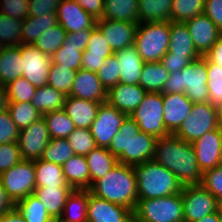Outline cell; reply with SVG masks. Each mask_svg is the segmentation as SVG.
I'll list each match as a JSON object with an SVG mask.
<instances>
[{
	"mask_svg": "<svg viewBox=\"0 0 222 222\" xmlns=\"http://www.w3.org/2000/svg\"><path fill=\"white\" fill-rule=\"evenodd\" d=\"M8 112L19 130H22L42 117L31 102H9Z\"/></svg>",
	"mask_w": 222,
	"mask_h": 222,
	"instance_id": "b9f144b4",
	"label": "cell"
},
{
	"mask_svg": "<svg viewBox=\"0 0 222 222\" xmlns=\"http://www.w3.org/2000/svg\"><path fill=\"white\" fill-rule=\"evenodd\" d=\"M155 142L154 136L141 132L135 120L127 116L107 149L120 164L132 166L153 159Z\"/></svg>",
	"mask_w": 222,
	"mask_h": 222,
	"instance_id": "7a4b0ae2",
	"label": "cell"
},
{
	"mask_svg": "<svg viewBox=\"0 0 222 222\" xmlns=\"http://www.w3.org/2000/svg\"><path fill=\"white\" fill-rule=\"evenodd\" d=\"M88 222H133V212L124 206L99 198L89 190Z\"/></svg>",
	"mask_w": 222,
	"mask_h": 222,
	"instance_id": "2e32d148",
	"label": "cell"
},
{
	"mask_svg": "<svg viewBox=\"0 0 222 222\" xmlns=\"http://www.w3.org/2000/svg\"><path fill=\"white\" fill-rule=\"evenodd\" d=\"M137 25L134 22L103 18L96 21V27L101 31L113 52L134 45Z\"/></svg>",
	"mask_w": 222,
	"mask_h": 222,
	"instance_id": "ac0fdd59",
	"label": "cell"
},
{
	"mask_svg": "<svg viewBox=\"0 0 222 222\" xmlns=\"http://www.w3.org/2000/svg\"><path fill=\"white\" fill-rule=\"evenodd\" d=\"M51 222H60L59 220H52Z\"/></svg>",
	"mask_w": 222,
	"mask_h": 222,
	"instance_id": "8c879c8a",
	"label": "cell"
},
{
	"mask_svg": "<svg viewBox=\"0 0 222 222\" xmlns=\"http://www.w3.org/2000/svg\"><path fill=\"white\" fill-rule=\"evenodd\" d=\"M57 24L56 14H44L41 17L28 16L22 22L21 44L33 45L43 32Z\"/></svg>",
	"mask_w": 222,
	"mask_h": 222,
	"instance_id": "d6a6232c",
	"label": "cell"
},
{
	"mask_svg": "<svg viewBox=\"0 0 222 222\" xmlns=\"http://www.w3.org/2000/svg\"><path fill=\"white\" fill-rule=\"evenodd\" d=\"M163 122L166 130L174 134L191 113L193 102L185 93L163 94Z\"/></svg>",
	"mask_w": 222,
	"mask_h": 222,
	"instance_id": "ffe728a7",
	"label": "cell"
},
{
	"mask_svg": "<svg viewBox=\"0 0 222 222\" xmlns=\"http://www.w3.org/2000/svg\"><path fill=\"white\" fill-rule=\"evenodd\" d=\"M133 222H184L182 194L138 199Z\"/></svg>",
	"mask_w": 222,
	"mask_h": 222,
	"instance_id": "8992f818",
	"label": "cell"
},
{
	"mask_svg": "<svg viewBox=\"0 0 222 222\" xmlns=\"http://www.w3.org/2000/svg\"><path fill=\"white\" fill-rule=\"evenodd\" d=\"M218 126L222 129V102L216 105Z\"/></svg>",
	"mask_w": 222,
	"mask_h": 222,
	"instance_id": "89a4df30",
	"label": "cell"
},
{
	"mask_svg": "<svg viewBox=\"0 0 222 222\" xmlns=\"http://www.w3.org/2000/svg\"><path fill=\"white\" fill-rule=\"evenodd\" d=\"M163 114V93L147 92L143 101L130 116L138 124L141 132L158 139L170 134L164 125Z\"/></svg>",
	"mask_w": 222,
	"mask_h": 222,
	"instance_id": "52a82bcc",
	"label": "cell"
},
{
	"mask_svg": "<svg viewBox=\"0 0 222 222\" xmlns=\"http://www.w3.org/2000/svg\"><path fill=\"white\" fill-rule=\"evenodd\" d=\"M169 72L161 62H145L141 71L139 85L150 93H162Z\"/></svg>",
	"mask_w": 222,
	"mask_h": 222,
	"instance_id": "d590c367",
	"label": "cell"
},
{
	"mask_svg": "<svg viewBox=\"0 0 222 222\" xmlns=\"http://www.w3.org/2000/svg\"><path fill=\"white\" fill-rule=\"evenodd\" d=\"M160 62L169 73H173L182 71L183 68L192 61L186 56H172V54L167 51Z\"/></svg>",
	"mask_w": 222,
	"mask_h": 222,
	"instance_id": "6f0895ef",
	"label": "cell"
},
{
	"mask_svg": "<svg viewBox=\"0 0 222 222\" xmlns=\"http://www.w3.org/2000/svg\"><path fill=\"white\" fill-rule=\"evenodd\" d=\"M173 0H138L139 24L170 22Z\"/></svg>",
	"mask_w": 222,
	"mask_h": 222,
	"instance_id": "4dcf8cb0",
	"label": "cell"
},
{
	"mask_svg": "<svg viewBox=\"0 0 222 222\" xmlns=\"http://www.w3.org/2000/svg\"><path fill=\"white\" fill-rule=\"evenodd\" d=\"M163 94L184 93L182 91V75L180 72L169 73L168 80L164 84Z\"/></svg>",
	"mask_w": 222,
	"mask_h": 222,
	"instance_id": "94428289",
	"label": "cell"
},
{
	"mask_svg": "<svg viewBox=\"0 0 222 222\" xmlns=\"http://www.w3.org/2000/svg\"><path fill=\"white\" fill-rule=\"evenodd\" d=\"M94 19L103 17L104 0H75Z\"/></svg>",
	"mask_w": 222,
	"mask_h": 222,
	"instance_id": "91938a15",
	"label": "cell"
},
{
	"mask_svg": "<svg viewBox=\"0 0 222 222\" xmlns=\"http://www.w3.org/2000/svg\"><path fill=\"white\" fill-rule=\"evenodd\" d=\"M191 144L202 173L220 166L222 152V129L220 127L206 132Z\"/></svg>",
	"mask_w": 222,
	"mask_h": 222,
	"instance_id": "9a60e30c",
	"label": "cell"
},
{
	"mask_svg": "<svg viewBox=\"0 0 222 222\" xmlns=\"http://www.w3.org/2000/svg\"><path fill=\"white\" fill-rule=\"evenodd\" d=\"M22 76L36 88L47 85L51 57L34 45L21 44Z\"/></svg>",
	"mask_w": 222,
	"mask_h": 222,
	"instance_id": "5bb4252c",
	"label": "cell"
},
{
	"mask_svg": "<svg viewBox=\"0 0 222 222\" xmlns=\"http://www.w3.org/2000/svg\"><path fill=\"white\" fill-rule=\"evenodd\" d=\"M0 180L10 198L17 203L33 194L35 184L34 160H21L0 174Z\"/></svg>",
	"mask_w": 222,
	"mask_h": 222,
	"instance_id": "30bf717a",
	"label": "cell"
},
{
	"mask_svg": "<svg viewBox=\"0 0 222 222\" xmlns=\"http://www.w3.org/2000/svg\"><path fill=\"white\" fill-rule=\"evenodd\" d=\"M52 138L67 139L76 128L64 110H56L42 115Z\"/></svg>",
	"mask_w": 222,
	"mask_h": 222,
	"instance_id": "f35d334b",
	"label": "cell"
},
{
	"mask_svg": "<svg viewBox=\"0 0 222 222\" xmlns=\"http://www.w3.org/2000/svg\"><path fill=\"white\" fill-rule=\"evenodd\" d=\"M50 139L51 137L43 117L20 130L17 143L22 159H40Z\"/></svg>",
	"mask_w": 222,
	"mask_h": 222,
	"instance_id": "4fadbf2b",
	"label": "cell"
},
{
	"mask_svg": "<svg viewBox=\"0 0 222 222\" xmlns=\"http://www.w3.org/2000/svg\"><path fill=\"white\" fill-rule=\"evenodd\" d=\"M69 96L105 103L107 101V90L96 73L79 69L75 74Z\"/></svg>",
	"mask_w": 222,
	"mask_h": 222,
	"instance_id": "7402d4cb",
	"label": "cell"
},
{
	"mask_svg": "<svg viewBox=\"0 0 222 222\" xmlns=\"http://www.w3.org/2000/svg\"><path fill=\"white\" fill-rule=\"evenodd\" d=\"M118 63L120 64V83L139 85L141 71L144 61L138 54L134 45L125 47L122 50L114 52Z\"/></svg>",
	"mask_w": 222,
	"mask_h": 222,
	"instance_id": "d4e9b609",
	"label": "cell"
},
{
	"mask_svg": "<svg viewBox=\"0 0 222 222\" xmlns=\"http://www.w3.org/2000/svg\"><path fill=\"white\" fill-rule=\"evenodd\" d=\"M132 170L137 182L138 199H153L182 192L183 185L178 178L153 159L132 165Z\"/></svg>",
	"mask_w": 222,
	"mask_h": 222,
	"instance_id": "277c9868",
	"label": "cell"
},
{
	"mask_svg": "<svg viewBox=\"0 0 222 222\" xmlns=\"http://www.w3.org/2000/svg\"><path fill=\"white\" fill-rule=\"evenodd\" d=\"M181 194L184 222H196L222 208V203L202 184L184 185Z\"/></svg>",
	"mask_w": 222,
	"mask_h": 222,
	"instance_id": "9c48e42d",
	"label": "cell"
},
{
	"mask_svg": "<svg viewBox=\"0 0 222 222\" xmlns=\"http://www.w3.org/2000/svg\"><path fill=\"white\" fill-rule=\"evenodd\" d=\"M102 103L85 100L73 96H66L64 111L72 120L76 128H89L95 120L99 106Z\"/></svg>",
	"mask_w": 222,
	"mask_h": 222,
	"instance_id": "cb8c5ba5",
	"label": "cell"
},
{
	"mask_svg": "<svg viewBox=\"0 0 222 222\" xmlns=\"http://www.w3.org/2000/svg\"><path fill=\"white\" fill-rule=\"evenodd\" d=\"M127 116V114L120 112L107 102L102 103L90 127L96 146L108 148L112 138L118 133Z\"/></svg>",
	"mask_w": 222,
	"mask_h": 222,
	"instance_id": "7c38bea8",
	"label": "cell"
},
{
	"mask_svg": "<svg viewBox=\"0 0 222 222\" xmlns=\"http://www.w3.org/2000/svg\"><path fill=\"white\" fill-rule=\"evenodd\" d=\"M92 30H82L80 32L67 33L66 39L70 44L81 45V51L87 48Z\"/></svg>",
	"mask_w": 222,
	"mask_h": 222,
	"instance_id": "6125c7cd",
	"label": "cell"
},
{
	"mask_svg": "<svg viewBox=\"0 0 222 222\" xmlns=\"http://www.w3.org/2000/svg\"><path fill=\"white\" fill-rule=\"evenodd\" d=\"M61 0H28L29 16L41 17L44 14H56Z\"/></svg>",
	"mask_w": 222,
	"mask_h": 222,
	"instance_id": "9f6ffc18",
	"label": "cell"
},
{
	"mask_svg": "<svg viewBox=\"0 0 222 222\" xmlns=\"http://www.w3.org/2000/svg\"><path fill=\"white\" fill-rule=\"evenodd\" d=\"M207 71L209 102L216 106L222 102V68L207 59Z\"/></svg>",
	"mask_w": 222,
	"mask_h": 222,
	"instance_id": "681fc988",
	"label": "cell"
},
{
	"mask_svg": "<svg viewBox=\"0 0 222 222\" xmlns=\"http://www.w3.org/2000/svg\"><path fill=\"white\" fill-rule=\"evenodd\" d=\"M57 21L67 33L93 30L96 19L87 13L75 0H61L57 8Z\"/></svg>",
	"mask_w": 222,
	"mask_h": 222,
	"instance_id": "e0dca14e",
	"label": "cell"
},
{
	"mask_svg": "<svg viewBox=\"0 0 222 222\" xmlns=\"http://www.w3.org/2000/svg\"><path fill=\"white\" fill-rule=\"evenodd\" d=\"M185 23L195 49L201 56H205L222 35L216 24L204 13L191 18Z\"/></svg>",
	"mask_w": 222,
	"mask_h": 222,
	"instance_id": "d6986e66",
	"label": "cell"
},
{
	"mask_svg": "<svg viewBox=\"0 0 222 222\" xmlns=\"http://www.w3.org/2000/svg\"><path fill=\"white\" fill-rule=\"evenodd\" d=\"M9 107V99L7 95L6 86L0 84V112L4 110H8Z\"/></svg>",
	"mask_w": 222,
	"mask_h": 222,
	"instance_id": "003e7915",
	"label": "cell"
},
{
	"mask_svg": "<svg viewBox=\"0 0 222 222\" xmlns=\"http://www.w3.org/2000/svg\"><path fill=\"white\" fill-rule=\"evenodd\" d=\"M67 32L60 25L50 27L33 43V45L45 55L52 56L66 39Z\"/></svg>",
	"mask_w": 222,
	"mask_h": 222,
	"instance_id": "7bdbcfd3",
	"label": "cell"
},
{
	"mask_svg": "<svg viewBox=\"0 0 222 222\" xmlns=\"http://www.w3.org/2000/svg\"><path fill=\"white\" fill-rule=\"evenodd\" d=\"M168 52L171 53L172 56H186L191 61L201 57L195 49L186 23L170 21Z\"/></svg>",
	"mask_w": 222,
	"mask_h": 222,
	"instance_id": "484cf974",
	"label": "cell"
},
{
	"mask_svg": "<svg viewBox=\"0 0 222 222\" xmlns=\"http://www.w3.org/2000/svg\"><path fill=\"white\" fill-rule=\"evenodd\" d=\"M34 166L36 187L69 186L63 175L62 165L36 159Z\"/></svg>",
	"mask_w": 222,
	"mask_h": 222,
	"instance_id": "e575fe53",
	"label": "cell"
},
{
	"mask_svg": "<svg viewBox=\"0 0 222 222\" xmlns=\"http://www.w3.org/2000/svg\"><path fill=\"white\" fill-rule=\"evenodd\" d=\"M196 222H221V209L217 212H213L209 215H206L200 220H197Z\"/></svg>",
	"mask_w": 222,
	"mask_h": 222,
	"instance_id": "a7ac6f4b",
	"label": "cell"
},
{
	"mask_svg": "<svg viewBox=\"0 0 222 222\" xmlns=\"http://www.w3.org/2000/svg\"><path fill=\"white\" fill-rule=\"evenodd\" d=\"M15 208V202L10 198L0 180V216Z\"/></svg>",
	"mask_w": 222,
	"mask_h": 222,
	"instance_id": "e7e4bbea",
	"label": "cell"
},
{
	"mask_svg": "<svg viewBox=\"0 0 222 222\" xmlns=\"http://www.w3.org/2000/svg\"><path fill=\"white\" fill-rule=\"evenodd\" d=\"M201 184L222 203V167L218 166L203 173Z\"/></svg>",
	"mask_w": 222,
	"mask_h": 222,
	"instance_id": "f5cc1de1",
	"label": "cell"
},
{
	"mask_svg": "<svg viewBox=\"0 0 222 222\" xmlns=\"http://www.w3.org/2000/svg\"><path fill=\"white\" fill-rule=\"evenodd\" d=\"M0 222H26L19 211L14 208L6 214L0 216Z\"/></svg>",
	"mask_w": 222,
	"mask_h": 222,
	"instance_id": "03108f58",
	"label": "cell"
},
{
	"mask_svg": "<svg viewBox=\"0 0 222 222\" xmlns=\"http://www.w3.org/2000/svg\"><path fill=\"white\" fill-rule=\"evenodd\" d=\"M170 22H148L137 25L134 46L144 62H160L168 51Z\"/></svg>",
	"mask_w": 222,
	"mask_h": 222,
	"instance_id": "5b68a950",
	"label": "cell"
},
{
	"mask_svg": "<svg viewBox=\"0 0 222 222\" xmlns=\"http://www.w3.org/2000/svg\"><path fill=\"white\" fill-rule=\"evenodd\" d=\"M113 54L101 31L95 27L91 31L87 48L83 51L81 69L96 73L105 59Z\"/></svg>",
	"mask_w": 222,
	"mask_h": 222,
	"instance_id": "603a6c76",
	"label": "cell"
},
{
	"mask_svg": "<svg viewBox=\"0 0 222 222\" xmlns=\"http://www.w3.org/2000/svg\"><path fill=\"white\" fill-rule=\"evenodd\" d=\"M67 140L73 148L75 155L86 156L96 147L95 139L89 128H75L67 137Z\"/></svg>",
	"mask_w": 222,
	"mask_h": 222,
	"instance_id": "c3c4849f",
	"label": "cell"
},
{
	"mask_svg": "<svg viewBox=\"0 0 222 222\" xmlns=\"http://www.w3.org/2000/svg\"><path fill=\"white\" fill-rule=\"evenodd\" d=\"M20 130L11 119L8 110L0 112V145L17 142Z\"/></svg>",
	"mask_w": 222,
	"mask_h": 222,
	"instance_id": "db71d44e",
	"label": "cell"
},
{
	"mask_svg": "<svg viewBox=\"0 0 222 222\" xmlns=\"http://www.w3.org/2000/svg\"><path fill=\"white\" fill-rule=\"evenodd\" d=\"M66 95L52 86L44 85L37 88L31 104L42 114L64 109Z\"/></svg>",
	"mask_w": 222,
	"mask_h": 222,
	"instance_id": "8d00e7d4",
	"label": "cell"
},
{
	"mask_svg": "<svg viewBox=\"0 0 222 222\" xmlns=\"http://www.w3.org/2000/svg\"><path fill=\"white\" fill-rule=\"evenodd\" d=\"M22 19L0 13V47L21 45Z\"/></svg>",
	"mask_w": 222,
	"mask_h": 222,
	"instance_id": "60d3db41",
	"label": "cell"
},
{
	"mask_svg": "<svg viewBox=\"0 0 222 222\" xmlns=\"http://www.w3.org/2000/svg\"><path fill=\"white\" fill-rule=\"evenodd\" d=\"M220 166L222 167V152H221Z\"/></svg>",
	"mask_w": 222,
	"mask_h": 222,
	"instance_id": "2644e50d",
	"label": "cell"
},
{
	"mask_svg": "<svg viewBox=\"0 0 222 222\" xmlns=\"http://www.w3.org/2000/svg\"><path fill=\"white\" fill-rule=\"evenodd\" d=\"M74 155L73 148L70 146L67 139L52 138L43 150L40 159L63 165Z\"/></svg>",
	"mask_w": 222,
	"mask_h": 222,
	"instance_id": "ee69618b",
	"label": "cell"
},
{
	"mask_svg": "<svg viewBox=\"0 0 222 222\" xmlns=\"http://www.w3.org/2000/svg\"><path fill=\"white\" fill-rule=\"evenodd\" d=\"M22 160L17 142L0 145V174Z\"/></svg>",
	"mask_w": 222,
	"mask_h": 222,
	"instance_id": "816d5d0a",
	"label": "cell"
},
{
	"mask_svg": "<svg viewBox=\"0 0 222 222\" xmlns=\"http://www.w3.org/2000/svg\"><path fill=\"white\" fill-rule=\"evenodd\" d=\"M15 208L26 222H51L53 220L47 213L44 203L34 193L15 203Z\"/></svg>",
	"mask_w": 222,
	"mask_h": 222,
	"instance_id": "74e56055",
	"label": "cell"
},
{
	"mask_svg": "<svg viewBox=\"0 0 222 222\" xmlns=\"http://www.w3.org/2000/svg\"><path fill=\"white\" fill-rule=\"evenodd\" d=\"M85 157L90 172L91 186L119 164L117 157L112 155L107 148L98 146Z\"/></svg>",
	"mask_w": 222,
	"mask_h": 222,
	"instance_id": "f546056e",
	"label": "cell"
},
{
	"mask_svg": "<svg viewBox=\"0 0 222 222\" xmlns=\"http://www.w3.org/2000/svg\"><path fill=\"white\" fill-rule=\"evenodd\" d=\"M102 18L139 24L138 0H104Z\"/></svg>",
	"mask_w": 222,
	"mask_h": 222,
	"instance_id": "836d02e7",
	"label": "cell"
},
{
	"mask_svg": "<svg viewBox=\"0 0 222 222\" xmlns=\"http://www.w3.org/2000/svg\"><path fill=\"white\" fill-rule=\"evenodd\" d=\"M120 64L118 63L115 54L107 57L104 64L97 70L96 74L108 91L116 86L120 81Z\"/></svg>",
	"mask_w": 222,
	"mask_h": 222,
	"instance_id": "f907efd6",
	"label": "cell"
},
{
	"mask_svg": "<svg viewBox=\"0 0 222 222\" xmlns=\"http://www.w3.org/2000/svg\"><path fill=\"white\" fill-rule=\"evenodd\" d=\"M89 190L93 195L129 208L132 212L138 202L137 182L131 165L119 163Z\"/></svg>",
	"mask_w": 222,
	"mask_h": 222,
	"instance_id": "3957f363",
	"label": "cell"
},
{
	"mask_svg": "<svg viewBox=\"0 0 222 222\" xmlns=\"http://www.w3.org/2000/svg\"><path fill=\"white\" fill-rule=\"evenodd\" d=\"M63 175L70 187L75 190L91 188L90 172L86 157L74 155L62 165Z\"/></svg>",
	"mask_w": 222,
	"mask_h": 222,
	"instance_id": "83f0119b",
	"label": "cell"
},
{
	"mask_svg": "<svg viewBox=\"0 0 222 222\" xmlns=\"http://www.w3.org/2000/svg\"><path fill=\"white\" fill-rule=\"evenodd\" d=\"M218 127L216 106L210 102L194 103L191 113L174 134L178 138L192 143L206 132Z\"/></svg>",
	"mask_w": 222,
	"mask_h": 222,
	"instance_id": "ba28073f",
	"label": "cell"
},
{
	"mask_svg": "<svg viewBox=\"0 0 222 222\" xmlns=\"http://www.w3.org/2000/svg\"><path fill=\"white\" fill-rule=\"evenodd\" d=\"M222 32V0H205L204 12Z\"/></svg>",
	"mask_w": 222,
	"mask_h": 222,
	"instance_id": "680465c9",
	"label": "cell"
},
{
	"mask_svg": "<svg viewBox=\"0 0 222 222\" xmlns=\"http://www.w3.org/2000/svg\"><path fill=\"white\" fill-rule=\"evenodd\" d=\"M205 57L212 63L219 65L222 68V35L216 43L206 53Z\"/></svg>",
	"mask_w": 222,
	"mask_h": 222,
	"instance_id": "be15d7a7",
	"label": "cell"
},
{
	"mask_svg": "<svg viewBox=\"0 0 222 222\" xmlns=\"http://www.w3.org/2000/svg\"><path fill=\"white\" fill-rule=\"evenodd\" d=\"M89 200V190H73L68 196L60 222H88L87 203Z\"/></svg>",
	"mask_w": 222,
	"mask_h": 222,
	"instance_id": "1f68e13d",
	"label": "cell"
},
{
	"mask_svg": "<svg viewBox=\"0 0 222 222\" xmlns=\"http://www.w3.org/2000/svg\"><path fill=\"white\" fill-rule=\"evenodd\" d=\"M21 45L1 47L0 49V84L6 86L22 76Z\"/></svg>",
	"mask_w": 222,
	"mask_h": 222,
	"instance_id": "f1b7e54d",
	"label": "cell"
},
{
	"mask_svg": "<svg viewBox=\"0 0 222 222\" xmlns=\"http://www.w3.org/2000/svg\"><path fill=\"white\" fill-rule=\"evenodd\" d=\"M82 55L81 45L70 44L65 39L63 45L51 56V64L77 71L81 69Z\"/></svg>",
	"mask_w": 222,
	"mask_h": 222,
	"instance_id": "ab89813d",
	"label": "cell"
},
{
	"mask_svg": "<svg viewBox=\"0 0 222 222\" xmlns=\"http://www.w3.org/2000/svg\"><path fill=\"white\" fill-rule=\"evenodd\" d=\"M74 189L70 186L36 187L34 194L44 203L46 211L53 220H58L68 196Z\"/></svg>",
	"mask_w": 222,
	"mask_h": 222,
	"instance_id": "4316f807",
	"label": "cell"
},
{
	"mask_svg": "<svg viewBox=\"0 0 222 222\" xmlns=\"http://www.w3.org/2000/svg\"><path fill=\"white\" fill-rule=\"evenodd\" d=\"M9 102H31L37 88L23 76L6 85Z\"/></svg>",
	"mask_w": 222,
	"mask_h": 222,
	"instance_id": "7dc6e473",
	"label": "cell"
},
{
	"mask_svg": "<svg viewBox=\"0 0 222 222\" xmlns=\"http://www.w3.org/2000/svg\"><path fill=\"white\" fill-rule=\"evenodd\" d=\"M0 13L24 20L29 16L28 0H0Z\"/></svg>",
	"mask_w": 222,
	"mask_h": 222,
	"instance_id": "11a10c76",
	"label": "cell"
},
{
	"mask_svg": "<svg viewBox=\"0 0 222 222\" xmlns=\"http://www.w3.org/2000/svg\"><path fill=\"white\" fill-rule=\"evenodd\" d=\"M207 58L201 56L181 71L182 91L193 103L209 102Z\"/></svg>",
	"mask_w": 222,
	"mask_h": 222,
	"instance_id": "8fae6325",
	"label": "cell"
},
{
	"mask_svg": "<svg viewBox=\"0 0 222 222\" xmlns=\"http://www.w3.org/2000/svg\"><path fill=\"white\" fill-rule=\"evenodd\" d=\"M146 91L140 85L118 83L107 91V103L130 116L143 101Z\"/></svg>",
	"mask_w": 222,
	"mask_h": 222,
	"instance_id": "44dd1931",
	"label": "cell"
},
{
	"mask_svg": "<svg viewBox=\"0 0 222 222\" xmlns=\"http://www.w3.org/2000/svg\"><path fill=\"white\" fill-rule=\"evenodd\" d=\"M153 160L171 171L183 186L202 182L203 173L192 144L175 134L156 139Z\"/></svg>",
	"mask_w": 222,
	"mask_h": 222,
	"instance_id": "6da1fadb",
	"label": "cell"
},
{
	"mask_svg": "<svg viewBox=\"0 0 222 222\" xmlns=\"http://www.w3.org/2000/svg\"><path fill=\"white\" fill-rule=\"evenodd\" d=\"M76 72L77 71L67 67H58L56 64H51L49 67L47 85L69 96Z\"/></svg>",
	"mask_w": 222,
	"mask_h": 222,
	"instance_id": "f6af8a7d",
	"label": "cell"
},
{
	"mask_svg": "<svg viewBox=\"0 0 222 222\" xmlns=\"http://www.w3.org/2000/svg\"><path fill=\"white\" fill-rule=\"evenodd\" d=\"M205 0H173L171 21L186 22L203 14Z\"/></svg>",
	"mask_w": 222,
	"mask_h": 222,
	"instance_id": "bcb514c9",
	"label": "cell"
}]
</instances>
